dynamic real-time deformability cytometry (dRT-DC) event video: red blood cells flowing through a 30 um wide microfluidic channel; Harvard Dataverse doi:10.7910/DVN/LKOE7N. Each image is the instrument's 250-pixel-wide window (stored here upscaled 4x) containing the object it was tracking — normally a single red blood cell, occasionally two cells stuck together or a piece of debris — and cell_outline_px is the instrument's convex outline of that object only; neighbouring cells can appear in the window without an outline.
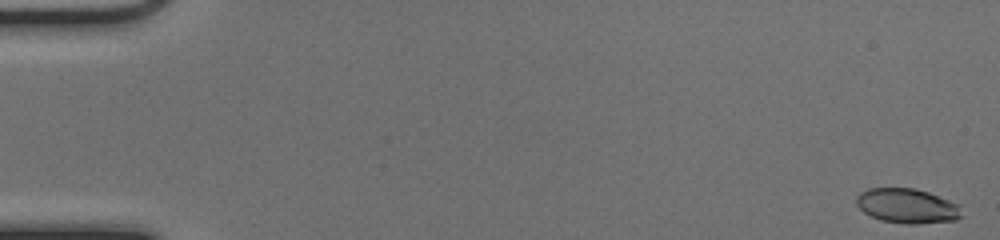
{"species": "common noctule bat (a hibernating species)", "species_latin": "Nyctalus noctula", "temperature_condition": "cold", "stored_images_in_passage": 51, "camera_frame_rate_fps": 3000, "um_per_image_px": 0.085, "animal": {"sex": "female", "body_mass_g": 17.0, "forearm_length_mm": 48.0}, "frame": {"image": 1, "passage_image": 1, "time_ms": 0.0, "image_size_px": [1000, 240], "cell_outline_px": [[960, 216], [956, 220], [916, 224], [908, 224], [880, 220], [864, 212], [856, 204], [856, 196], [860, 192], [868, 188], [912, 188], [928, 192], [960, 204]], "centroid_in_image_um": [77.09, 17.5], "position_along_channel_um": 7.9, "area_um2": 21.21}}
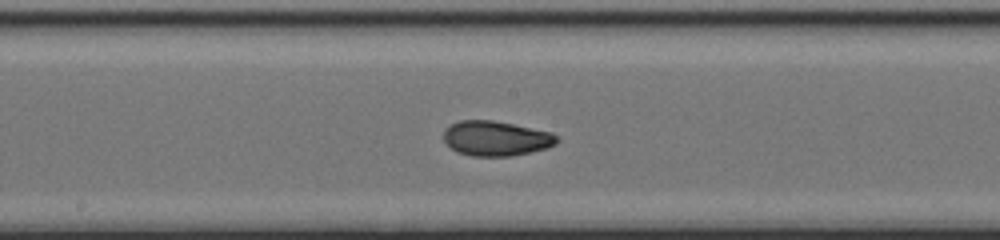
{"frame": {"image": 2, "passage_image": 28, "time_ms": 9.0, "image_size_px": [1000, 240], "cell_outline_px": [[560, 140], [556, 144], [548, 148], [512, 156], [472, 156], [456, 152], [444, 140], [444, 128], [460, 120], [492, 120], [552, 132]], "centroid_in_image_um": [42.17, 11.77], "position_along_channel_um": 206.0, "area_um2": 23.06}}
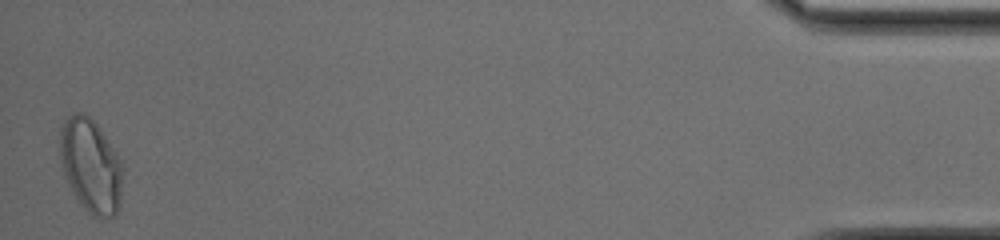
{"frame": {"image": 3, "passage_image": 51, "time_ms": 16.667, "image_size_px": [1000, 240], "cell_outline_px": [[124, 168], [120, 208], [112, 216], [92, 216], [84, 208], [68, 184], [64, 176], [60, 164], [60, 128], [64, 120], [72, 112], [84, 112], [96, 124], [116, 152]], "centroid_in_image_um": [7.71, 14.07], "position_along_channel_um": 427.5, "area_um2": 34.51}, "authors_computed_cell_mechanics": {"area_um2": 22.6576, "velocity_mm_per_s": 4.0556, "shape_relaxation_time_tau1_ms": 3.5149, "shape_relaxation_time_tau2_ms": 1.6148, "deformation_change_tau1": 0.1539, "deformation_change_tau2": 0.0618}}